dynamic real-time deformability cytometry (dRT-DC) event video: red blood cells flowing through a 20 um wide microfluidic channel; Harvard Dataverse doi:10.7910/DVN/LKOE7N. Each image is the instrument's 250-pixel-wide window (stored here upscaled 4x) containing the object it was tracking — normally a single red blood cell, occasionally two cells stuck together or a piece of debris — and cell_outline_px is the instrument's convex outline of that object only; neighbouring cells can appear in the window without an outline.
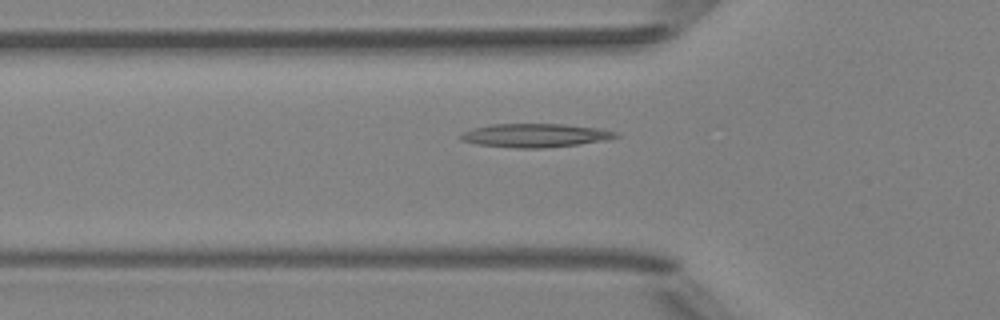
{"species": "Egyptian fruit bat (a non-hibernating species)", "species_latin": "Rousettus aegyptiacus", "temperature_condition": "room temperature", "stored_images_in_passage": 33, "camera_frame_rate_fps": 3000, "um_per_image_px": 0.085, "animal": {"sex": "female"}, "frame": {"image": 1, "passage_image": 5, "time_ms": 1.333, "image_size_px": [1000, 320], "cell_outline_px": [[620, 136], [608, 140], [580, 144], [544, 148], [516, 148], [476, 144], [460, 140], [460, 136], [464, 132], [472, 128], [492, 124], [564, 124], [596, 128], [616, 132]], "centroid_in_image_um": [45.49, 11.51], "position_along_channel_um": 80.3, "area_um2": 21.33}}
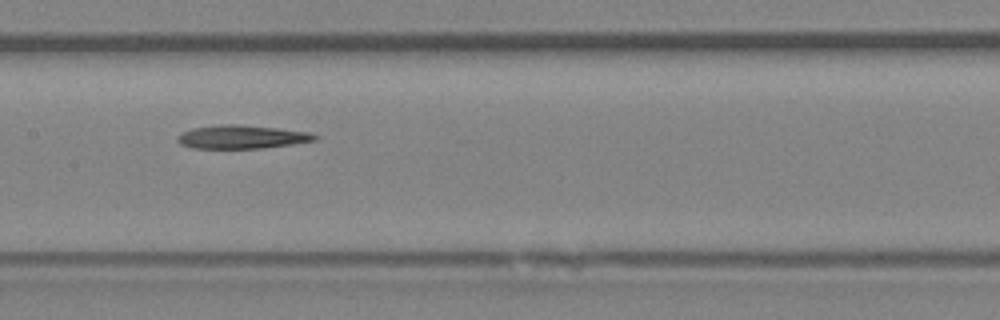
{"frame": {"image": 2, "passage_image": 13, "time_ms": 4.0, "image_size_px": [1000, 320], "cell_outline_px": [[316, 140], [260, 148], [192, 148], [180, 144], [176, 140], [176, 136], [180, 132], [192, 128], [220, 124], [240, 124], [276, 128], [308, 132], [316, 136]], "centroid_in_image_um": [20.43, 11.63], "position_along_channel_um": 187.0, "area_um2": 18.61}}
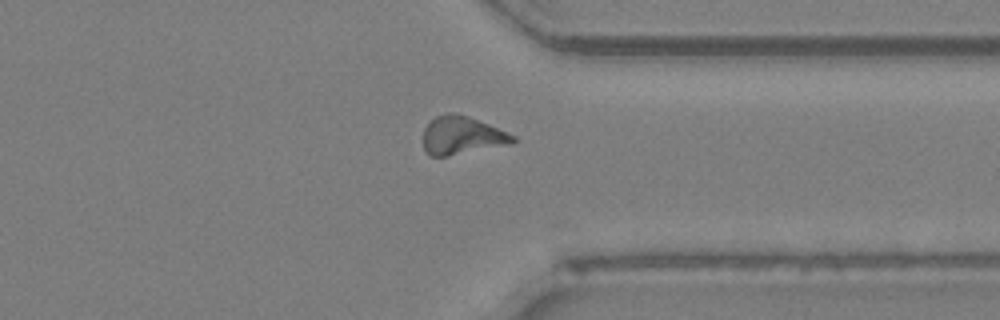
{"frame": {"image": 3, "passage_image": 27, "time_ms": 8.667, "image_size_px": [1000, 320], "cell_outline_px": [[516, 140], [512, 144], [448, 156], [432, 156], [424, 148], [424, 128], [428, 120], [436, 116], [448, 112], [452, 112], [468, 116], [508, 132], [516, 136]], "centroid_in_image_um": [39.27, 11.5], "position_along_channel_um": 372.1, "area_um2": 20.0}}